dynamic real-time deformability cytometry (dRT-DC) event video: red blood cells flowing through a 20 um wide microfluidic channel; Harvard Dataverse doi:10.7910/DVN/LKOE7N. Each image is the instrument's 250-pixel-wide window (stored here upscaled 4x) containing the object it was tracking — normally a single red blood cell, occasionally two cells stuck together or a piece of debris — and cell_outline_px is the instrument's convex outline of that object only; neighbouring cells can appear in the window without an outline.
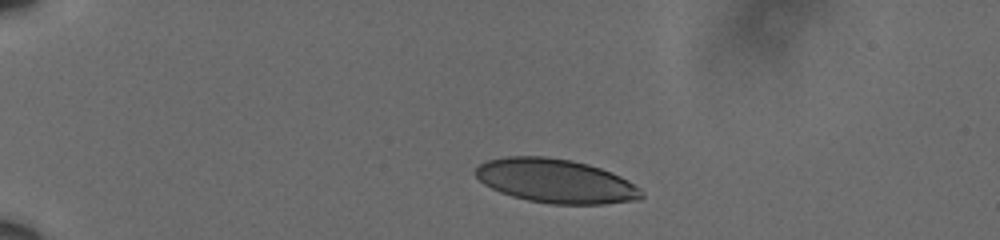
{"species": "human", "species_latin": "Homo sapiens", "temperature_condition": "cold", "stored_images_in_passage": 44, "camera_frame_rate_fps": 3000, "um_per_image_px": 0.085, "donor": {"sex": "male"}, "frame": {"image": 1, "passage_image": 3, "time_ms": 0.667, "image_size_px": [1000, 240], "cell_outline_px": [[644, 196], [640, 200], [604, 204], [552, 204], [528, 200], [512, 196], [500, 192], [484, 184], [472, 172], [480, 164], [488, 160], [508, 156], [544, 156], [572, 160], [588, 164], [612, 172], [628, 180], [640, 188]], "centroid_in_image_um": [47.25, 15.38], "position_along_channel_um": 37.7, "area_um2": 42.66}}
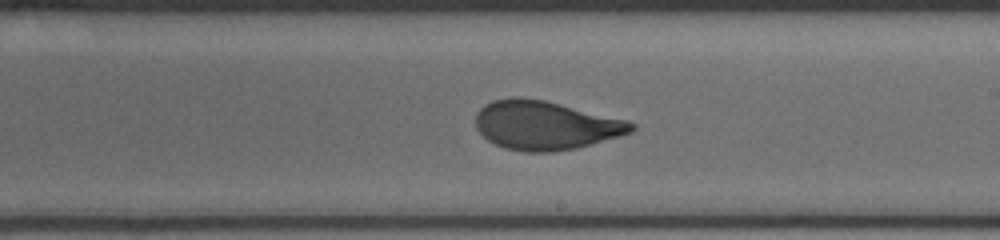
{"frame": {"image": 2, "passage_image": 25, "time_ms": 8.0, "image_size_px": [1000, 240], "cell_outline_px": [[636, 128], [632, 132], [620, 136], [576, 148], [552, 152], [524, 152], [504, 148], [488, 140], [476, 128], [476, 112], [484, 104], [492, 100], [512, 96], [516, 96], [544, 100], [628, 120], [636, 124]], "centroid_in_image_um": [46.35, 10.64], "position_along_channel_um": 242.7, "area_um2": 44.51}}
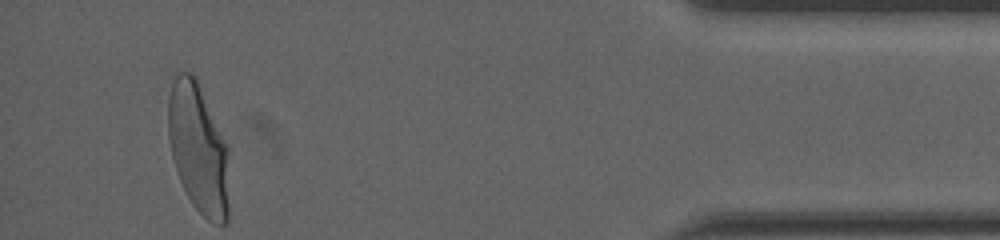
{"frame": {"image": 3, "passage_image": 44, "time_ms": 14.333, "image_size_px": [1000, 240], "cell_outline_px": [[228, 224], [212, 224], [192, 204], [180, 180], [172, 156], [168, 136], [168, 96], [172, 84], [176, 76], [180, 72], [192, 72], [196, 76], [224, 144], [228, 204]], "centroid_in_image_um": [16.8, 12.63], "position_along_channel_um": 418.4, "area_um2": 44.68}, "authors_computed_cell_mechanics": {"area_um2": 44.217, "velocity_mm_per_s": 3.5937, "shape_relaxation_time_tau1_ms": 5.5857, "shape_relaxation_time_tau2_ms": 0.7968, "deformation_change_tau1": 0.2105, "deformation_change_tau2": 0.0699}}